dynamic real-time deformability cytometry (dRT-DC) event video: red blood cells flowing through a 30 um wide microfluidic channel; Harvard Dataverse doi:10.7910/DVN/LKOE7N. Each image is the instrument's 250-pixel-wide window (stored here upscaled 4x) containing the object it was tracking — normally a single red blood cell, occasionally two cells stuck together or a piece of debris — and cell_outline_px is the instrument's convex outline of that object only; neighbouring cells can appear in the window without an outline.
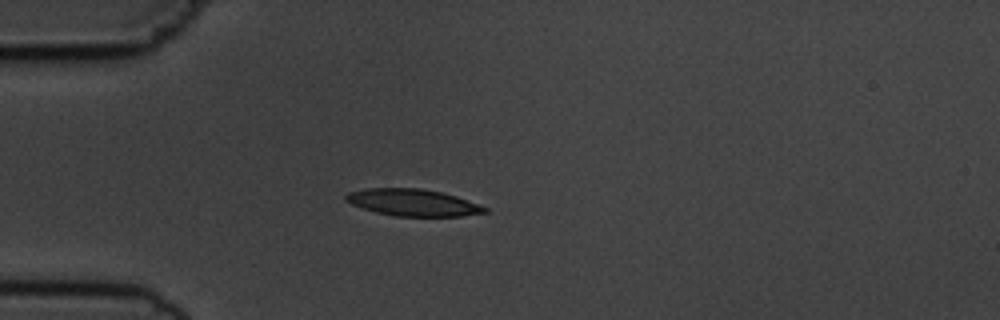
{"species": "common noctule bat (a hibernating species)", "species_latin": "Nyctalus noctula", "temperature_condition": "cold", "stored_images_in_passage": 4, "camera_frame_rate_fps": 3000, "um_per_image_px": 0.085, "animal": {"sex": "male", "body_mass_g": 19.5, "forearm_length_mm": 54.6}, "frame": {"image": 1, "passage_image": 3, "time_ms": 3.333, "image_size_px": [1000, 320], "cell_outline_px": [[488, 212], [460, 216], [396, 216], [376, 212], [352, 204], [344, 200], [344, 196], [348, 192], [368, 188], [420, 188], [440, 192], [456, 196], [488, 208]], "centroid_in_image_um": [35.08, 17.21], "position_along_channel_um": 49.9, "area_um2": 21.56}}